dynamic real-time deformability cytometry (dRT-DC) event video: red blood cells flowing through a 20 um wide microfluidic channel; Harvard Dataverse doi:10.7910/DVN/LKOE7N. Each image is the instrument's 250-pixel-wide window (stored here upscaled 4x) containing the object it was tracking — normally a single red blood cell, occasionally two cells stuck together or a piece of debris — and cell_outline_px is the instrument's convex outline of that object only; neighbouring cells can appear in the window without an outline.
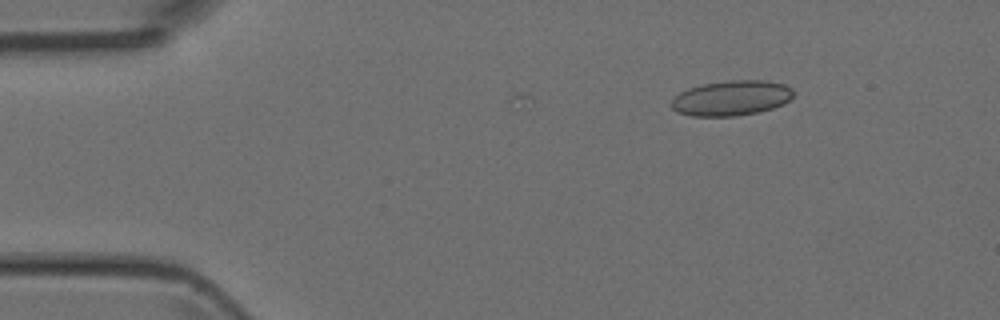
{"species": "Egyptian fruit bat (a non-hibernating species)", "species_latin": "Rousettus aegyptiacus", "temperature_condition": "room temperature", "stored_images_in_passage": 2, "camera_frame_rate_fps": 3000, "um_per_image_px": 0.085, "animal": {"sex": "female"}, "frame": {"image": 1, "passage_image": 2, "time_ms": 1.0, "image_size_px": [1000, 320], "cell_outline_px": [[796, 92], [784, 104], [772, 108], [756, 112], [736, 116], [692, 116], [676, 112], [668, 104], [680, 92], [688, 88], [704, 84], [732, 80], [768, 80], [784, 84], [792, 88]], "centroid_in_image_um": [62.17, 8.33], "position_along_channel_um": 22.8, "area_um2": 25.09}}